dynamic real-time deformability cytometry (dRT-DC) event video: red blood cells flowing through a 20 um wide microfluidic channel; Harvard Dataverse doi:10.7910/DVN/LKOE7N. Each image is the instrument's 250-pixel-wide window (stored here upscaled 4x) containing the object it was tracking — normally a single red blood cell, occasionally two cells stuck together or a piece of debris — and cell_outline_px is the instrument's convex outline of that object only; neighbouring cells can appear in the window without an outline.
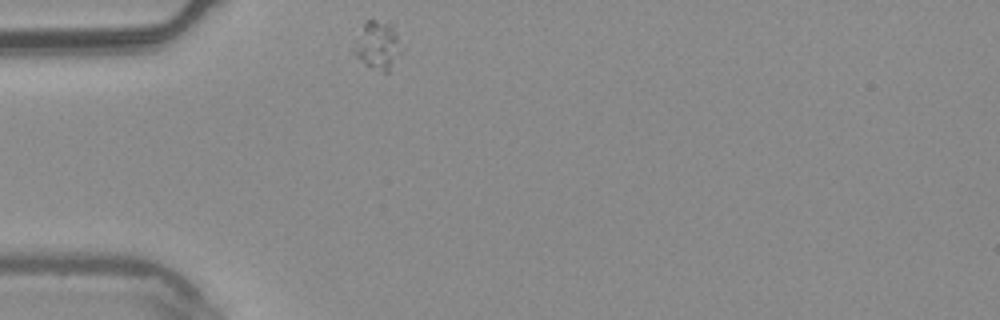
{"species": "common noctule bat (a hibernating species)", "species_latin": "Nyctalus noctula", "temperature_condition": "warm", "stored_images_in_passage": 1, "camera_frame_rate_fps": 3000, "um_per_image_px": 0.085, "animal": {"sex": "male", "body_mass_g": 20.4}, "frame": {"image": 1, "passage_image": 1, "time_ms": 0.0, "image_size_px": [1000, 320], "cell_outline_px": [[396, 48], [388, 72], [384, 72], [368, 64], [356, 56], [352, 44], [364, 24], [368, 20], [376, 20], [392, 24], [396, 36]], "centroid_in_image_um": [31.97, 3.78], "position_along_channel_um": 53.0, "area_um2": 11.91}}